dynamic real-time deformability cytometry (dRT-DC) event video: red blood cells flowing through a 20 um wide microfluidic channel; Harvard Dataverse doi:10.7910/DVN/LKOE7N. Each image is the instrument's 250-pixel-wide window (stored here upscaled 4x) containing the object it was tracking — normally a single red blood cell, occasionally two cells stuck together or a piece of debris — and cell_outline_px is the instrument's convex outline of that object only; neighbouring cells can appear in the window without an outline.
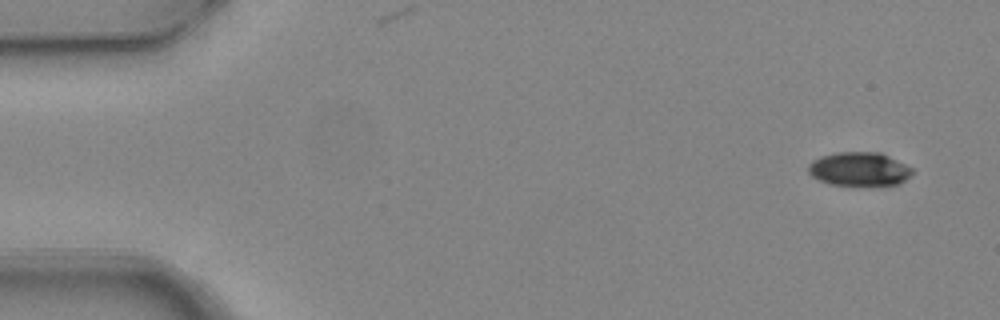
{"species": "common noctule bat (a hibernating species)", "species_latin": "Nyctalus noctula", "temperature_condition": "warm", "stored_images_in_passage": 7, "camera_frame_rate_fps": 3000, "um_per_image_px": 0.085, "animal": {"sex": "female", "body_mass_g": 24.6, "forearm_length_mm": 56.2}, "frame": {"image": 1, "passage_image": 1, "time_ms": 0.0, "image_size_px": [1000, 320], "cell_outline_px": [[912, 172], [900, 184], [880, 188], [868, 188], [828, 184], [812, 176], [808, 172], [808, 164], [812, 160], [820, 156], [836, 152], [880, 152], [912, 168]], "centroid_in_image_um": [73.02, 14.43], "position_along_channel_um": 12.0, "area_um2": 21.27}}
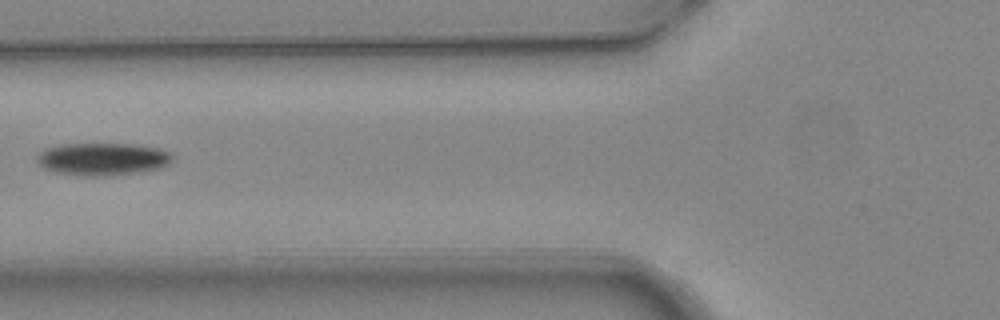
{"frame": {"image": 2, "passage_image": 6, "time_ms": 1.667, "image_size_px": [1000, 320], "cell_outline_px": [[172, 160], [168, 164], [156, 168], [136, 172], [108, 176], [88, 176], [56, 172], [44, 168], [36, 160], [36, 156], [44, 148], [60, 144], [132, 144], [160, 148], [168, 152], [172, 156]], "centroid_in_image_um": [8.67, 13.51], "position_along_channel_um": 117.1, "area_um2": 25.49}}
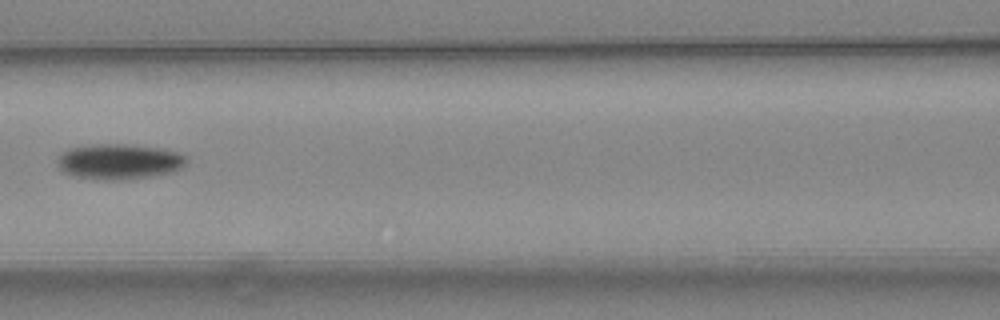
{"frame": {"image": 3, "passage_image": 7, "time_ms": 2.0, "image_size_px": [1000, 320], "cell_outline_px": [[188, 160], [180, 168], [172, 172], [152, 176], [128, 180], [96, 180], [72, 176], [64, 172], [60, 168], [60, 156], [64, 152], [72, 148], [96, 144], [124, 144], [160, 148], [176, 152], [188, 156]], "centroid_in_image_um": [10.17, 13.75], "position_along_channel_um": 156.4, "area_um2": 26.53}}